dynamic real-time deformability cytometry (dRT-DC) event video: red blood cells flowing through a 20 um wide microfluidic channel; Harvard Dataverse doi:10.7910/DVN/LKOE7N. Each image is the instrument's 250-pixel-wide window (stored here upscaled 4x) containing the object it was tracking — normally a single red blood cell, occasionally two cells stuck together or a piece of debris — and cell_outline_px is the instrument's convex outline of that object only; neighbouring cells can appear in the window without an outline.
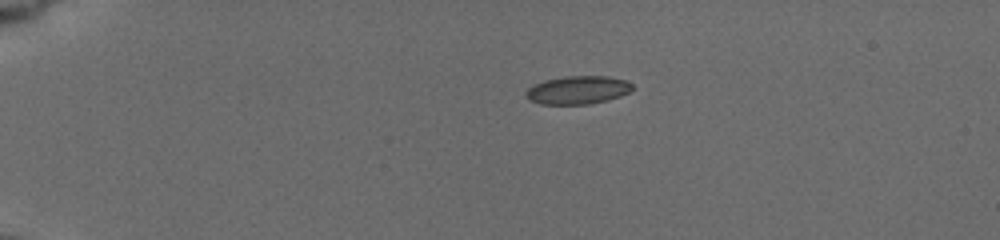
{"species": "common noctule bat (a hibernating species)", "species_latin": "Nyctalus noctula", "temperature_condition": "cold", "stored_images_in_passage": 12, "camera_frame_rate_fps": 3000, "um_per_image_px": 0.085, "animal": {"sex": "female", "body_mass_g": 19.5, "forearm_length_mm": 54.1}, "frame": {"image": 1, "passage_image": 1, "time_ms": 0.0, "image_size_px": [1000, 240], "cell_outline_px": [[632, 88], [628, 92], [620, 96], [608, 100], [588, 104], [540, 104], [528, 100], [524, 92], [532, 84], [544, 80], [564, 76], [608, 76], [628, 80], [632, 84]], "centroid_in_image_um": [49.08, 7.64], "position_along_channel_um": 35.9, "area_um2": 17.69}}
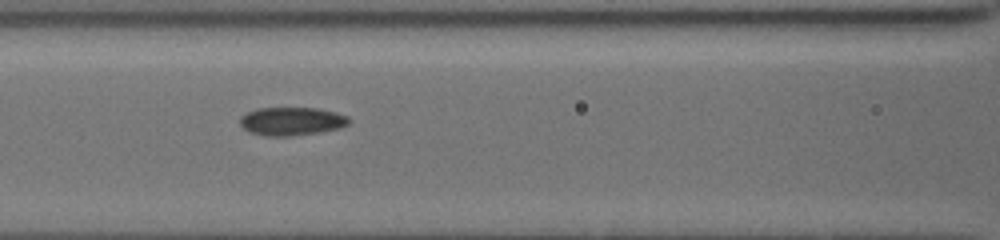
{"frame": {"image": 2, "passage_image": 7, "time_ms": 4.667, "image_size_px": [1000, 240], "cell_outline_px": [[352, 120], [348, 124], [340, 128], [320, 132], [288, 136], [264, 136], [248, 132], [240, 124], [240, 116], [244, 112], [256, 108], [316, 108], [336, 112], [348, 116]], "centroid_in_image_um": [24.77, 10.3], "position_along_channel_um": 141.8, "area_um2": 18.21}}
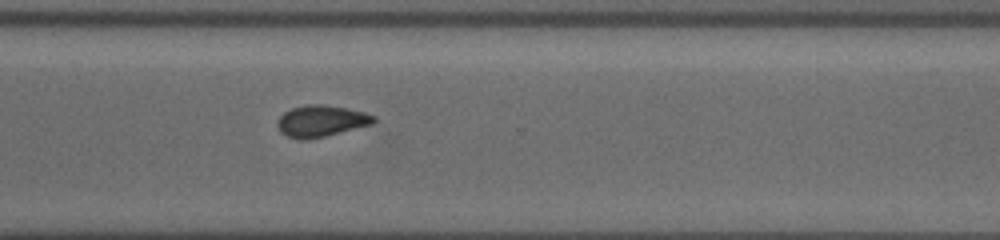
{"frame": {"image": 3, "passage_image": 12, "time_ms": 10.0, "image_size_px": [1000, 240], "cell_outline_px": [[376, 120], [372, 124], [308, 140], [300, 140], [288, 136], [280, 132], [276, 124], [280, 116], [284, 112], [292, 108], [304, 104], [320, 104], [344, 108], [364, 112], [376, 116]], "centroid_in_image_um": [27.26, 10.29], "position_along_channel_um": 343.3, "area_um2": 17.57}}